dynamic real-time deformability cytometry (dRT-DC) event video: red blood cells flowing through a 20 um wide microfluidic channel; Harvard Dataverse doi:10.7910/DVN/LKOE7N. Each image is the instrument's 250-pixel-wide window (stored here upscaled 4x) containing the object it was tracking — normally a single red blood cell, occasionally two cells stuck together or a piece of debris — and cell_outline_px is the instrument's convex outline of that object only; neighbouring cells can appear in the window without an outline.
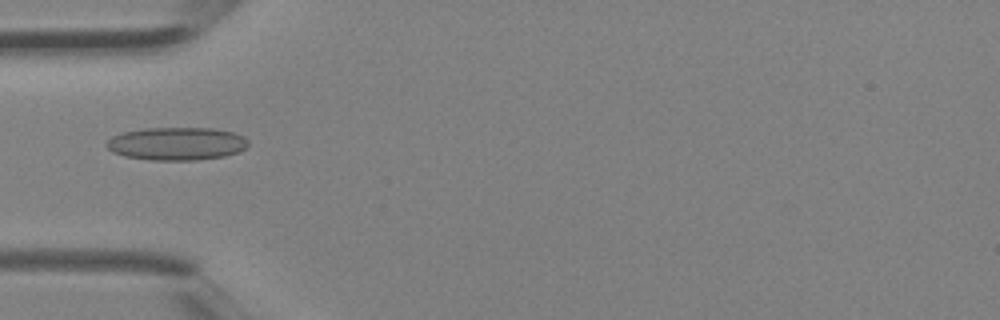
{"species": "Egyptian fruit bat (a non-hibernating species)", "species_latin": "Rousettus aegyptiacus", "temperature_condition": "room temperature", "stored_images_in_passage": 1, "camera_frame_rate_fps": 3000, "um_per_image_px": 0.085, "animal": {"sex": "female"}, "frame": {"image": 1, "passage_image": 1, "time_ms": 0.0, "image_size_px": [1000, 320], "cell_outline_px": [[248, 144], [240, 152], [224, 156], [196, 160], [152, 160], [124, 156], [112, 152], [104, 144], [112, 136], [124, 132], [144, 128], [212, 128], [232, 132], [244, 136], [248, 140]], "centroid_in_image_um": [15.01, 12.21], "position_along_channel_um": 70.0, "area_um2": 27.28}}